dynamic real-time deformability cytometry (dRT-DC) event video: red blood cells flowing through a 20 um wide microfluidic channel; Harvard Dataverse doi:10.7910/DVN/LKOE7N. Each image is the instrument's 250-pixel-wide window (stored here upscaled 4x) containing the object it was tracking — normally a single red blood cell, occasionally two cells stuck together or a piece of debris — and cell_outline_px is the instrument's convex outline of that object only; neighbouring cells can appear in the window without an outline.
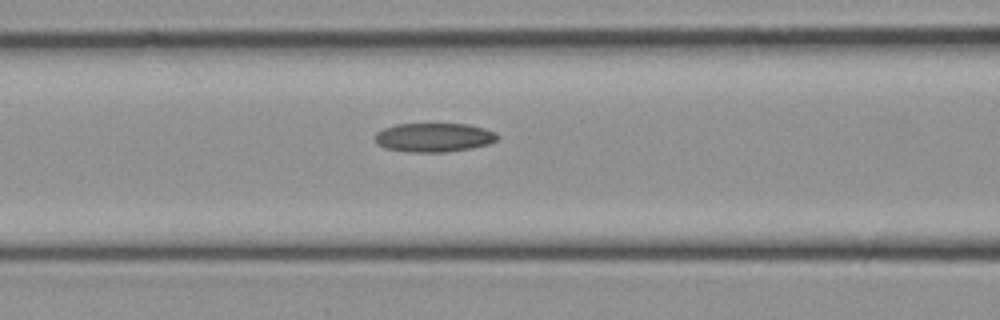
{"species": "common noctule bat (a hibernating species)", "species_latin": "Nyctalus noctula", "temperature_condition": "cold", "stored_images_in_passage": 11, "camera_frame_rate_fps": 3000, "um_per_image_px": 0.085, "animal": {"sex": "female", "body_mass_g": 21.9}, "frame": {"image": 1, "passage_image": 8, "time_ms": 2.333, "image_size_px": [1000, 320], "cell_outline_px": [[500, 136], [496, 140], [488, 144], [472, 148], [444, 152], [408, 152], [384, 148], [376, 144], [376, 132], [384, 128], [396, 124], [468, 124], [484, 128], [496, 132]], "centroid_in_image_um": [36.88, 11.68], "position_along_channel_um": 129.7, "area_um2": 20.75}}
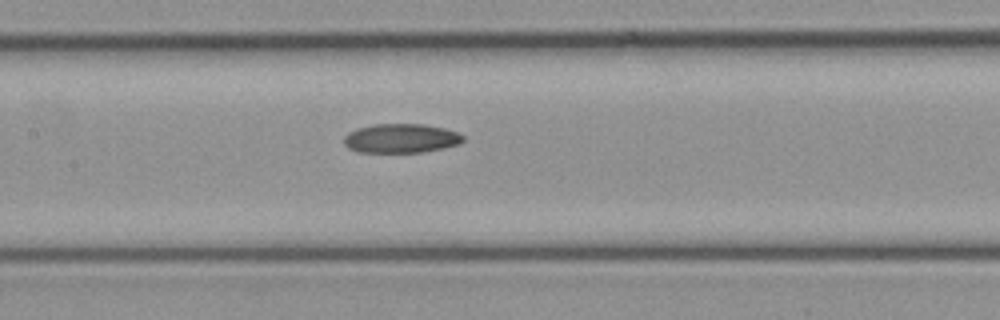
{"frame": {"image": 2, "passage_image": 10, "time_ms": 3.0, "image_size_px": [1000, 320], "cell_outline_px": [[464, 140], [460, 144], [444, 148], [420, 152], [356, 152], [348, 148], [344, 144], [344, 136], [348, 132], [356, 128], [372, 124], [424, 124], [444, 128], [456, 132], [464, 136]], "centroid_in_image_um": [34.06, 11.75], "position_along_channel_um": 173.3, "area_um2": 20.4}}